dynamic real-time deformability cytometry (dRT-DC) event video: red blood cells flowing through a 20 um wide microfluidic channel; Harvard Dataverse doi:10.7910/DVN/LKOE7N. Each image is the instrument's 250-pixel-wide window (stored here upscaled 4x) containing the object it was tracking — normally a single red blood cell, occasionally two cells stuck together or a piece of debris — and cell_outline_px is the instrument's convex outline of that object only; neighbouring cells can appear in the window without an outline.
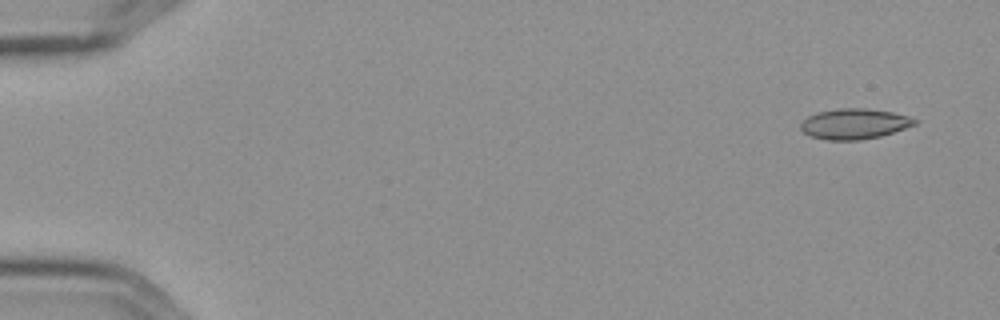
{"species": "Egyptian fruit bat (a non-hibernating species)", "species_latin": "Rousettus aegyptiacus", "temperature_condition": "cold", "stored_images_in_passage": 5, "camera_frame_rate_fps": 3000, "um_per_image_px": 0.085, "frame": {"image": 1, "passage_image": 1, "time_ms": 0.0, "image_size_px": [1000, 320], "cell_outline_px": [[916, 124], [880, 136], [860, 140], [828, 140], [812, 136], [804, 132], [800, 128], [800, 124], [808, 116], [816, 112], [836, 108], [868, 108], [892, 112], [908, 116], [916, 120]], "centroid_in_image_um": [72.59, 10.51], "position_along_channel_um": 12.4, "area_um2": 20.11}}
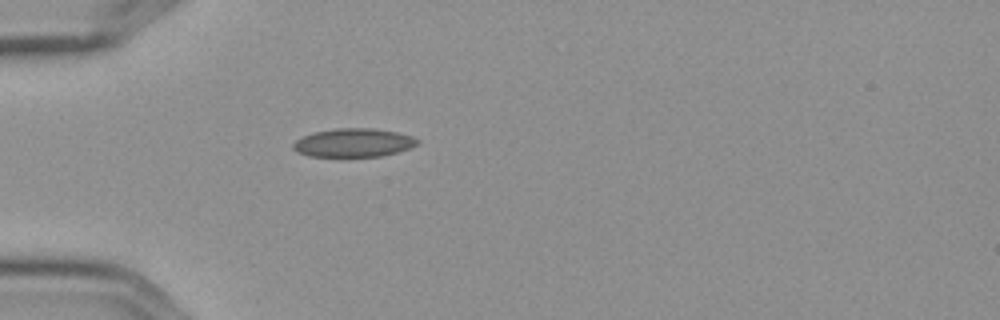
{"frame": {"image": 2, "passage_image": 5, "time_ms": 1.333, "image_size_px": [1000, 320], "cell_outline_px": [[420, 140], [416, 144], [408, 148], [396, 152], [380, 156], [308, 156], [296, 152], [292, 148], [292, 144], [296, 140], [304, 136], [316, 132], [336, 128], [372, 128], [396, 132], [412, 136]], "centroid_in_image_um": [30.02, 12.13], "position_along_channel_um": 55.0, "area_um2": 20.4}}